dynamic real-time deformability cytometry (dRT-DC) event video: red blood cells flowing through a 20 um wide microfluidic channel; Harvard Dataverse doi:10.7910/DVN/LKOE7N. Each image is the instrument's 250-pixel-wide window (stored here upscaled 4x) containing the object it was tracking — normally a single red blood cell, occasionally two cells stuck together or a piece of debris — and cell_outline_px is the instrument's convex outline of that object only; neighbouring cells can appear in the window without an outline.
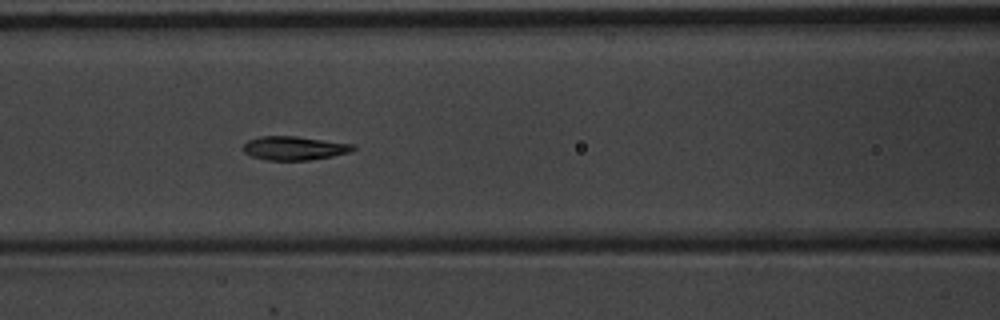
{"species": "common noctule bat (a hibernating species)", "species_latin": "Nyctalus noctula", "temperature_condition": "warm", "stored_images_in_passage": 10, "camera_frame_rate_fps": 3000, "um_per_image_px": 0.085, "animal": {"sex": "male", "body_mass_g": 20.1, "forearm_length_mm": 53.5}, "frame": {"image": 1, "passage_image": 7, "time_ms": 2.0, "image_size_px": [1000, 320], "cell_outline_px": [[356, 148], [352, 152], [332, 156], [308, 160], [268, 160], [252, 156], [244, 152], [240, 148], [248, 140], [260, 136], [296, 136], [356, 144]], "centroid_in_image_um": [25.03, 12.58], "position_along_channel_um": 141.6, "area_um2": 15.37}}
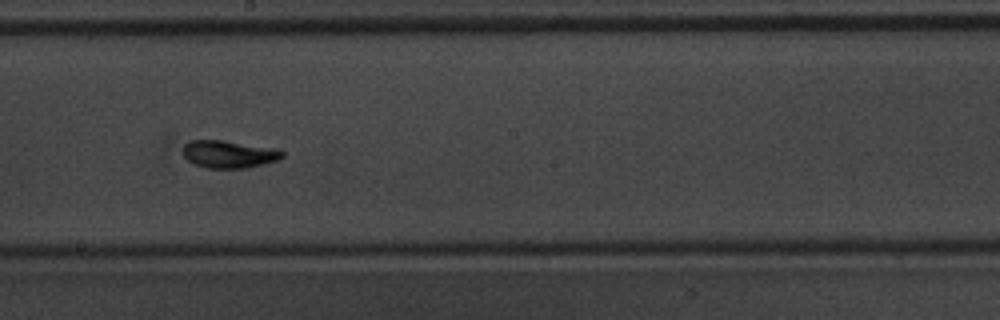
{"frame": {"image": 2, "passage_image": 9, "time_ms": 2.667, "image_size_px": [1000, 320], "cell_outline_px": [[284, 156], [276, 160], [264, 164], [248, 168], [204, 168], [188, 160], [184, 156], [184, 144], [188, 140], [224, 140], [280, 148], [284, 152]], "centroid_in_image_um": [19.5, 13.09], "position_along_channel_um": 228.7, "area_um2": 16.18}}